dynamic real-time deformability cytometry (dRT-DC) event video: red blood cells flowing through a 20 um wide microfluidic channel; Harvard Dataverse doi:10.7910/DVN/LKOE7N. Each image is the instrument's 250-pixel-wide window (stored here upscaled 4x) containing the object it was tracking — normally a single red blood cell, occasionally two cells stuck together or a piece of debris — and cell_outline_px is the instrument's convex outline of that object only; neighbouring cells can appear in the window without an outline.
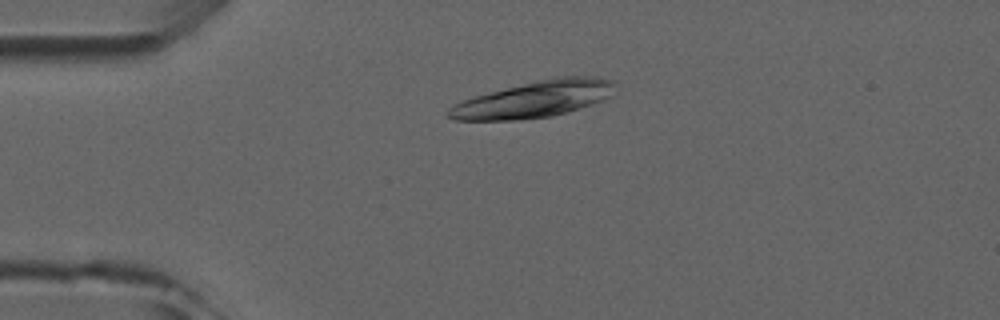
{"species": "common noctule bat (a hibernating species)", "species_latin": "Nyctalus noctula", "temperature_condition": "room temperature", "stored_images_in_passage": 4, "camera_frame_rate_fps": 3000, "um_per_image_px": 0.085, "animal": {"sex": "male", "forearm_length_mm": 52.5}, "frame": {"image": 1, "passage_image": 1, "time_ms": 0.0, "image_size_px": [1000, 320], "cell_outline_px": [[612, 96], [580, 108], [568, 112], [552, 116], [516, 120], [452, 120], [444, 112], [448, 108], [464, 100], [476, 96], [540, 80], [560, 76], [596, 76], [612, 80]], "centroid_in_image_um": [45.4, 8.45], "position_along_channel_um": 39.6, "area_um2": 34.74}}